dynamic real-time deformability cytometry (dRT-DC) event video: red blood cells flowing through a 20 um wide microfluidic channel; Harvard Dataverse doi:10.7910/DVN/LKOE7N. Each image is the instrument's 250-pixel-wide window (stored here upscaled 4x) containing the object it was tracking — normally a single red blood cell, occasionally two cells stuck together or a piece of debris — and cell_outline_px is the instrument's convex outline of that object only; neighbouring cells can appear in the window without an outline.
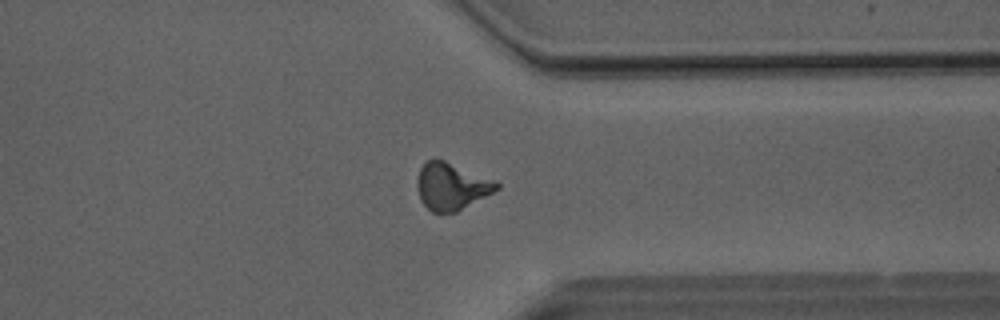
{"species": "Egyptian fruit bat (a non-hibernating species)", "species_latin": "Rousettus aegyptiacus", "temperature_condition": "room temperature", "stored_images_in_passage": 45, "camera_frame_rate_fps": 3000, "um_per_image_px": 0.085, "animal": {"sex": "male"}, "frame": {"image": 1, "passage_image": 34, "time_ms": 11.0, "image_size_px": [1000, 320], "cell_outline_px": [[500, 188], [456, 212], [432, 212], [420, 200], [416, 188], [416, 180], [420, 168], [428, 160], [444, 160], [500, 184]], "centroid_in_image_um": [38.31, 15.86], "position_along_channel_um": 373.1, "area_um2": 21.21}}
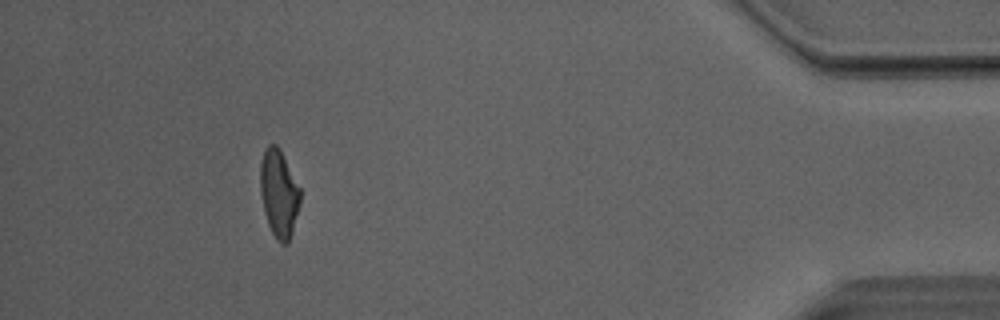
{"frame": {"image": 2, "passage_image": 41, "time_ms": 13.333, "image_size_px": [1000, 320], "cell_outline_px": [[300, 204], [292, 232], [288, 244], [280, 244], [276, 240], [268, 224], [264, 212], [260, 192], [260, 164], [264, 152], [268, 144], [276, 144], [280, 148], [300, 188]], "centroid_in_image_um": [23.7, 16.45], "position_along_channel_um": 411.5, "area_um2": 20.46}, "authors_computed_cell_mechanics": {"area_um2": 21.3282, "velocity_mm_per_s": 4.0924, "shape_relaxation_time_tau1_ms": 9.7282, "shape_relaxation_time_tau2_ms": 2.0699, "deformation_change_tau1": 0.258, "deformation_change_tau2": 0.1071}}